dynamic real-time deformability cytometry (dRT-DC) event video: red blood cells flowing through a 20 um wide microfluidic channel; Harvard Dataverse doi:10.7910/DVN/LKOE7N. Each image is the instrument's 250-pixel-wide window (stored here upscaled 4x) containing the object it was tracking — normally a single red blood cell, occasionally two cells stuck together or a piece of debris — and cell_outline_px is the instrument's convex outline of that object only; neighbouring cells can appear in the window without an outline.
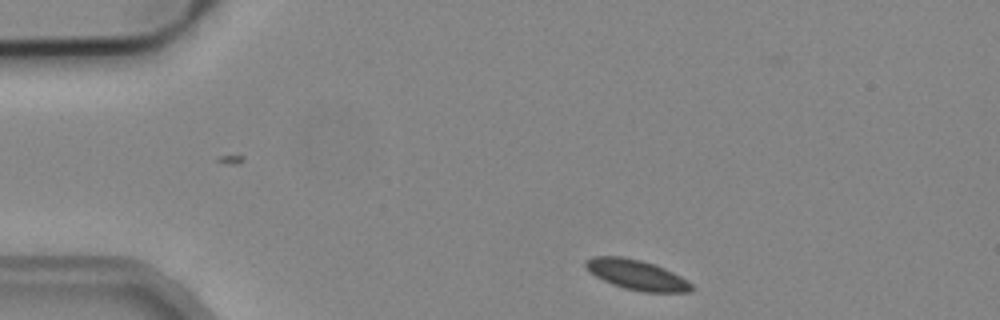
{"species": "common noctule bat (a hibernating species)", "species_latin": "Nyctalus noctula", "temperature_condition": "cold", "stored_images_in_passage": 3, "camera_frame_rate_fps": 3000, "um_per_image_px": 0.085, "animal": {"sex": "male", "body_mass_g": 19.2, "forearm_length_mm": 51.8}, "frame": {"image": 1, "passage_image": 1, "time_ms": 0.0, "image_size_px": [1000, 320], "cell_outline_px": [[696, 288], [692, 292], [640, 292], [624, 288], [612, 284], [588, 272], [584, 264], [584, 260], [592, 256], [624, 256], [640, 260], [664, 268], [680, 276], [692, 284]], "centroid_in_image_um": [54.1, 23.36], "position_along_channel_um": 30.9, "area_um2": 18.67}}
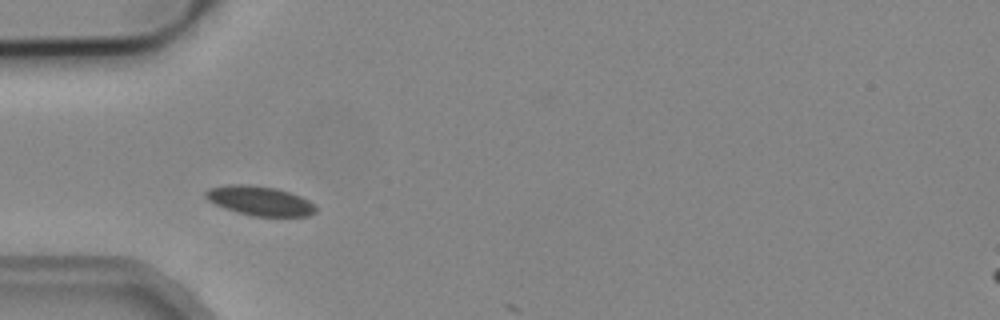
{"frame": {"image": 2, "passage_image": 3, "time_ms": 0.667, "image_size_px": [1000, 320], "cell_outline_px": [[316, 212], [308, 216], [252, 216], [236, 212], [224, 208], [208, 200], [204, 196], [204, 192], [208, 188], [228, 184], [248, 184], [276, 188], [300, 196], [308, 200], [316, 208]], "centroid_in_image_um": [22.04, 17.06], "position_along_channel_um": 63.0, "area_um2": 18.9}}